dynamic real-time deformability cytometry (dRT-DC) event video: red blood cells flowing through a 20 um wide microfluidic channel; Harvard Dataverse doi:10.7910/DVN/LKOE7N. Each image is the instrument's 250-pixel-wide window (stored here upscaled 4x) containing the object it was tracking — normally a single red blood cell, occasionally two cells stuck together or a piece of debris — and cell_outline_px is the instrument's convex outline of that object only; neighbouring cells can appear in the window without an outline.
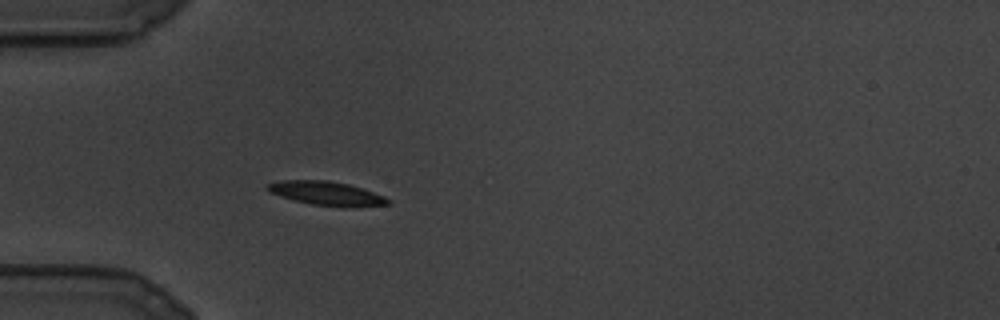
{"species": "common noctule bat (a hibernating species)", "species_latin": "Nyctalus noctula", "temperature_condition": "cold", "stored_images_in_passage": 17, "camera_frame_rate_fps": 3000, "um_per_image_px": 0.085, "animal": {"sex": "male", "body_mass_g": 19.5, "forearm_length_mm": 54.6}, "frame": {"image": 1, "passage_image": 12, "time_ms": 3.667, "image_size_px": [1000, 320], "cell_outline_px": [[392, 204], [344, 208], [312, 204], [292, 200], [268, 192], [264, 188], [268, 184], [280, 180], [328, 180], [348, 184], [384, 196], [392, 200]], "centroid_in_image_um": [27.75, 16.45], "position_along_channel_um": 57.3, "area_um2": 16.99}}